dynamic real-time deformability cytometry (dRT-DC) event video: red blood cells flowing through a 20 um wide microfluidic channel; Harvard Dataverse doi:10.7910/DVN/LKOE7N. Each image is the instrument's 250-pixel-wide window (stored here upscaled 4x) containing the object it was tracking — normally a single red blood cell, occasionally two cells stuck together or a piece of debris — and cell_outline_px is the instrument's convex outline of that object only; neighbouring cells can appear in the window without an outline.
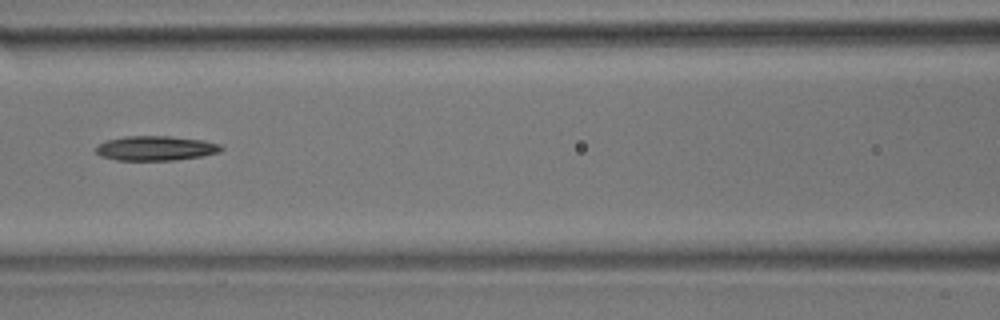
{"species": "common noctule bat (a hibernating species)", "species_latin": "Nyctalus noctula", "temperature_condition": "room temperature", "stored_images_in_passage": 50, "camera_frame_rate_fps": 3000, "um_per_image_px": 0.085, "animal": {"sex": "male", "body_mass_g": 17.9}, "frame": {"image": 1, "passage_image": 22, "time_ms": 7.0, "image_size_px": [1000, 320], "cell_outline_px": [[224, 148], [220, 152], [204, 156], [176, 160], [116, 160], [100, 156], [96, 152], [96, 148], [104, 140], [124, 136], [168, 136], [204, 140], [224, 144]], "centroid_in_image_um": [13.29, 12.6], "position_along_channel_um": 153.3, "area_um2": 18.26}}